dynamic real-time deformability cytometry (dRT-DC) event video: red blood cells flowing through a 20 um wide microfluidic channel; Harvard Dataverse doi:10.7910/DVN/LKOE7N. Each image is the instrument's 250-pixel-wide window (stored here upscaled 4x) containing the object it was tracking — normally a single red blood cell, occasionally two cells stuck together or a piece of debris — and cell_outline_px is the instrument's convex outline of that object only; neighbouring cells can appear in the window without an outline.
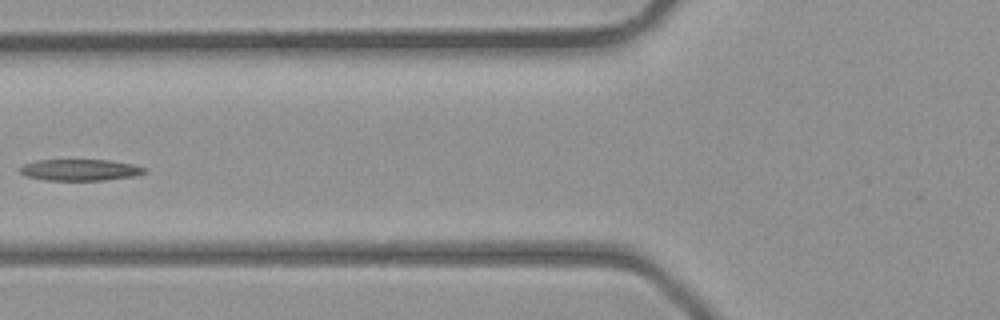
{"species": "common noctule bat (a hibernating species)", "species_latin": "Nyctalus noctula", "temperature_condition": "room temperature", "stored_images_in_passage": 5, "camera_frame_rate_fps": 3000, "um_per_image_px": 0.085, "animal": {"sex": "male", "body_mass_g": 23.1, "forearm_length_mm": 52.7}, "frame": {"image": 1, "passage_image": 5, "time_ms": 5.333, "image_size_px": [1000, 320], "cell_outline_px": [[148, 172], [132, 176], [104, 180], [44, 180], [28, 176], [20, 172], [16, 168], [24, 164], [36, 160], [112, 160], [132, 164], [148, 168]], "centroid_in_image_um": [6.81, 14.43], "position_along_channel_um": 119.0, "area_um2": 15.61}}